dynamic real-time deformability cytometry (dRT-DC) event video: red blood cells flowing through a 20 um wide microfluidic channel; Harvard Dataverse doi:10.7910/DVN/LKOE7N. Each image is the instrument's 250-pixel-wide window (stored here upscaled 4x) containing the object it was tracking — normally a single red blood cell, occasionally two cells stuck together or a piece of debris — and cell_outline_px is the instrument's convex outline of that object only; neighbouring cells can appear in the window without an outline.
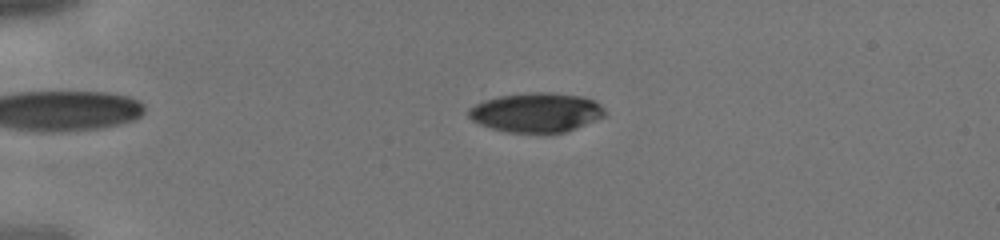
{"species": "human", "species_latin": "Homo sapiens", "temperature_condition": "cold", "stored_images_in_passage": 16, "camera_frame_rate_fps": 3000, "um_per_image_px": 0.085, "donor": {"sex": "male"}, "frame": {"image": 1, "passage_image": 9, "time_ms": 2.667, "image_size_px": [1000, 240], "cell_outline_px": [[604, 116], [564, 132], [508, 132], [492, 128], [480, 124], [472, 120], [468, 116], [468, 108], [484, 100], [500, 96], [532, 92], [548, 92], [580, 96], [592, 100], [600, 104], [604, 108]], "centroid_in_image_um": [45.54, 9.55], "position_along_channel_um": 39.5, "area_um2": 30.75}}
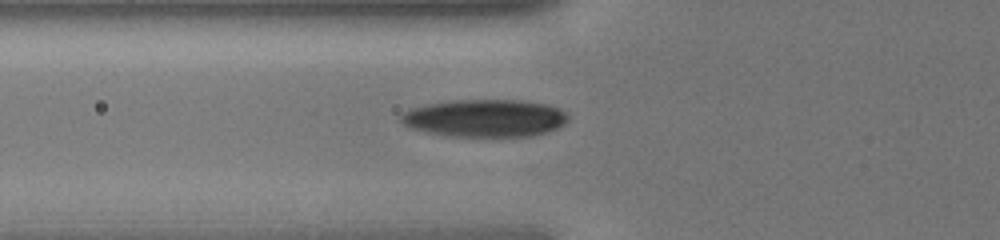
{"frame": {"image": 2, "passage_image": 13, "time_ms": 4.0, "image_size_px": [1000, 240], "cell_outline_px": [[568, 120], [564, 124], [556, 128], [544, 132], [528, 136], [500, 140], [444, 136], [408, 128], [400, 120], [400, 116], [408, 108], [448, 100], [520, 100], [548, 104], [560, 108], [568, 112]], "centroid_in_image_um": [41.2, 10.08], "position_along_channel_um": 84.6, "area_um2": 38.09}}
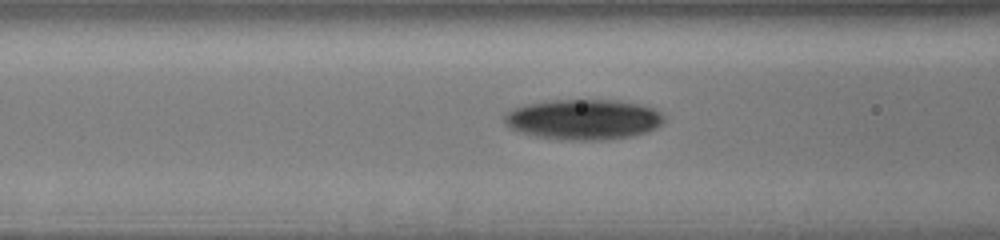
{"frame": {"image": 3, "passage_image": 15, "time_ms": 4.667, "image_size_px": [1000, 240], "cell_outline_px": [[664, 120], [656, 128], [648, 132], [632, 136], [608, 140], [560, 140], [536, 136], [520, 132], [512, 128], [504, 120], [504, 116], [508, 112], [516, 108], [528, 104], [552, 100], [620, 100], [652, 108], [660, 112], [664, 116]], "centroid_in_image_um": [49.63, 10.16], "position_along_channel_um": 117.0, "area_um2": 37.4}}